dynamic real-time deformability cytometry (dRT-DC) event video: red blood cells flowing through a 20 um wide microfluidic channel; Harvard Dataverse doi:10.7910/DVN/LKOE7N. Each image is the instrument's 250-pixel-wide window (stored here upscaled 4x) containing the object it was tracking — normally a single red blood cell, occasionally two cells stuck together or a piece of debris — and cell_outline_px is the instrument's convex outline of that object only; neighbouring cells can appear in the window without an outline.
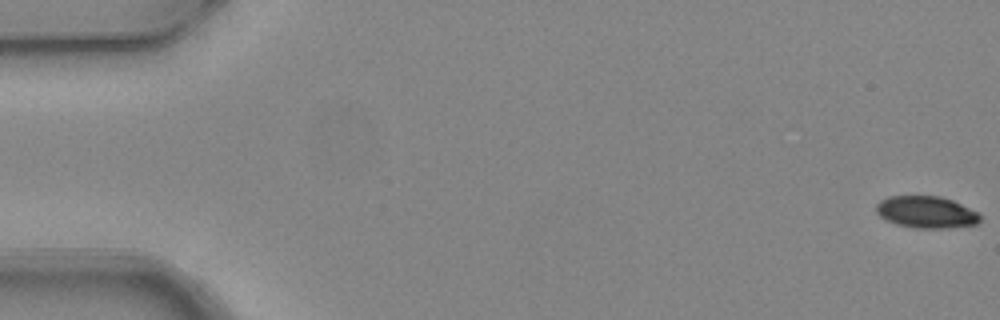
{"species": "common noctule bat (a hibernating species)", "species_latin": "Nyctalus noctula", "temperature_condition": "warm", "stored_images_in_passage": 4, "camera_frame_rate_fps": 3000, "um_per_image_px": 0.085, "animal": {"sex": "female", "body_mass_g": 24.6, "forearm_length_mm": 56.2}, "frame": {"image": 1, "passage_image": 1, "time_ms": 0.0, "image_size_px": [1000, 320], "cell_outline_px": [[980, 220], [976, 224], [948, 228], [916, 228], [896, 224], [880, 216], [876, 212], [876, 204], [880, 200], [888, 196], [940, 196], [952, 200], [976, 212], [980, 216]], "centroid_in_image_um": [78.7, 18.03], "position_along_channel_um": 6.3, "area_um2": 19.13}}
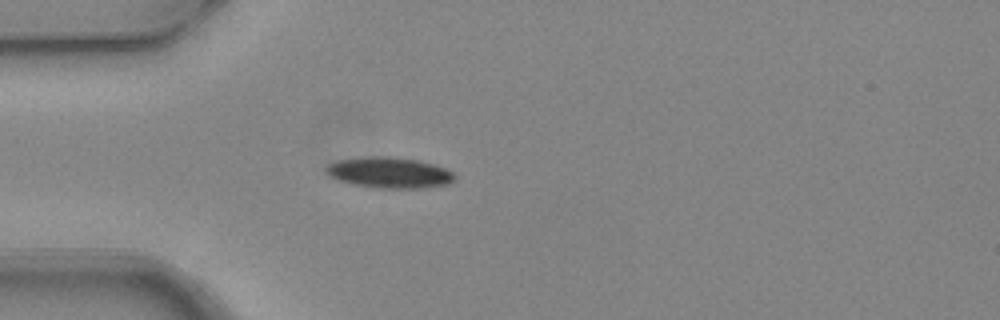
{"frame": {"image": 2, "passage_image": 4, "time_ms": 1.0, "image_size_px": [1000, 320], "cell_outline_px": [[456, 180], [448, 184], [424, 188], [380, 188], [356, 184], [340, 180], [324, 172], [324, 168], [328, 164], [336, 160], [368, 156], [388, 156], [416, 160], [436, 164], [452, 172], [456, 176]], "centroid_in_image_um": [33.12, 14.66], "position_along_channel_um": 51.9, "area_um2": 23.12}}